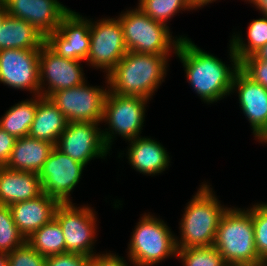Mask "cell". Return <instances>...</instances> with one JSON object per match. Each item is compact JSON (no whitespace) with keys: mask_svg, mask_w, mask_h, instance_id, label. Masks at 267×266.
<instances>
[{"mask_svg":"<svg viewBox=\"0 0 267 266\" xmlns=\"http://www.w3.org/2000/svg\"><path fill=\"white\" fill-rule=\"evenodd\" d=\"M229 46L231 66L203 51L189 38L181 39L177 47L175 55L185 68L187 81L204 103H216L231 94L233 78L240 69V62L231 44Z\"/></svg>","mask_w":267,"mask_h":266,"instance_id":"1","label":"cell"},{"mask_svg":"<svg viewBox=\"0 0 267 266\" xmlns=\"http://www.w3.org/2000/svg\"><path fill=\"white\" fill-rule=\"evenodd\" d=\"M169 57L128 51L105 77L109 91L151 100L164 82Z\"/></svg>","mask_w":267,"mask_h":266,"instance_id":"2","label":"cell"},{"mask_svg":"<svg viewBox=\"0 0 267 266\" xmlns=\"http://www.w3.org/2000/svg\"><path fill=\"white\" fill-rule=\"evenodd\" d=\"M203 183L187 203L180 222L177 249L213 246L221 217L228 207L220 204L213 189Z\"/></svg>","mask_w":267,"mask_h":266,"instance_id":"3","label":"cell"},{"mask_svg":"<svg viewBox=\"0 0 267 266\" xmlns=\"http://www.w3.org/2000/svg\"><path fill=\"white\" fill-rule=\"evenodd\" d=\"M213 246L228 266H252L261 262L255 246L252 207L228 208L221 217Z\"/></svg>","mask_w":267,"mask_h":266,"instance_id":"4","label":"cell"},{"mask_svg":"<svg viewBox=\"0 0 267 266\" xmlns=\"http://www.w3.org/2000/svg\"><path fill=\"white\" fill-rule=\"evenodd\" d=\"M116 18L122 24L124 42L128 51L170 55L173 50L175 54L181 39L187 38V36H176L174 39L168 25L153 20L138 7L121 12Z\"/></svg>","mask_w":267,"mask_h":266,"instance_id":"5","label":"cell"},{"mask_svg":"<svg viewBox=\"0 0 267 266\" xmlns=\"http://www.w3.org/2000/svg\"><path fill=\"white\" fill-rule=\"evenodd\" d=\"M134 229L127 249L133 266H153L177 257L176 236L162 219L145 213Z\"/></svg>","mask_w":267,"mask_h":266,"instance_id":"6","label":"cell"},{"mask_svg":"<svg viewBox=\"0 0 267 266\" xmlns=\"http://www.w3.org/2000/svg\"><path fill=\"white\" fill-rule=\"evenodd\" d=\"M147 103L148 99L144 97L120 95L108 91L104 102L102 123L109 126L102 130V136L109 150L116 138L115 134L127 141L141 137Z\"/></svg>","mask_w":267,"mask_h":266,"instance_id":"7","label":"cell"},{"mask_svg":"<svg viewBox=\"0 0 267 266\" xmlns=\"http://www.w3.org/2000/svg\"><path fill=\"white\" fill-rule=\"evenodd\" d=\"M89 206L77 207L73 202L60 203L54 218L62 227L65 238V253H77L88 257L94 252V240L97 233V217ZM95 253V254H94Z\"/></svg>","mask_w":267,"mask_h":266,"instance_id":"8","label":"cell"},{"mask_svg":"<svg viewBox=\"0 0 267 266\" xmlns=\"http://www.w3.org/2000/svg\"><path fill=\"white\" fill-rule=\"evenodd\" d=\"M90 48L88 66L103 69L107 76L128 52L123 35V27L117 18L106 17L98 21L90 20Z\"/></svg>","mask_w":267,"mask_h":266,"instance_id":"9","label":"cell"},{"mask_svg":"<svg viewBox=\"0 0 267 266\" xmlns=\"http://www.w3.org/2000/svg\"><path fill=\"white\" fill-rule=\"evenodd\" d=\"M99 86L83 84L52 93L49 99L63 113L67 122L102 123L104 102L109 91Z\"/></svg>","mask_w":267,"mask_h":266,"instance_id":"10","label":"cell"},{"mask_svg":"<svg viewBox=\"0 0 267 266\" xmlns=\"http://www.w3.org/2000/svg\"><path fill=\"white\" fill-rule=\"evenodd\" d=\"M84 167L54 147L38 174L42 192L59 203H71L70 192L80 182Z\"/></svg>","mask_w":267,"mask_h":266,"instance_id":"11","label":"cell"},{"mask_svg":"<svg viewBox=\"0 0 267 266\" xmlns=\"http://www.w3.org/2000/svg\"><path fill=\"white\" fill-rule=\"evenodd\" d=\"M80 64L79 60L59 56L44 43L39 53L40 95L49 97L56 91L83 84L86 81L85 73Z\"/></svg>","mask_w":267,"mask_h":266,"instance_id":"12","label":"cell"},{"mask_svg":"<svg viewBox=\"0 0 267 266\" xmlns=\"http://www.w3.org/2000/svg\"><path fill=\"white\" fill-rule=\"evenodd\" d=\"M100 123L68 122L55 147L85 166L94 158L105 159L110 150L106 147Z\"/></svg>","mask_w":267,"mask_h":266,"instance_id":"13","label":"cell"},{"mask_svg":"<svg viewBox=\"0 0 267 266\" xmlns=\"http://www.w3.org/2000/svg\"><path fill=\"white\" fill-rule=\"evenodd\" d=\"M45 43L61 57L86 61L91 44L90 19L70 10L57 30L45 38Z\"/></svg>","mask_w":267,"mask_h":266,"instance_id":"14","label":"cell"},{"mask_svg":"<svg viewBox=\"0 0 267 266\" xmlns=\"http://www.w3.org/2000/svg\"><path fill=\"white\" fill-rule=\"evenodd\" d=\"M40 50L4 49L0 51V83L40 95Z\"/></svg>","mask_w":267,"mask_h":266,"instance_id":"15","label":"cell"},{"mask_svg":"<svg viewBox=\"0 0 267 266\" xmlns=\"http://www.w3.org/2000/svg\"><path fill=\"white\" fill-rule=\"evenodd\" d=\"M235 91L254 137L261 142L267 135V89L239 69L233 78L231 94Z\"/></svg>","mask_w":267,"mask_h":266,"instance_id":"16","label":"cell"},{"mask_svg":"<svg viewBox=\"0 0 267 266\" xmlns=\"http://www.w3.org/2000/svg\"><path fill=\"white\" fill-rule=\"evenodd\" d=\"M11 17L30 23L45 38L57 30L70 11L58 0H2Z\"/></svg>","mask_w":267,"mask_h":266,"instance_id":"17","label":"cell"},{"mask_svg":"<svg viewBox=\"0 0 267 266\" xmlns=\"http://www.w3.org/2000/svg\"><path fill=\"white\" fill-rule=\"evenodd\" d=\"M59 204L56 199L42 193L34 199L16 202L9 207L12 212L13 221L27 239L33 232L54 218Z\"/></svg>","mask_w":267,"mask_h":266,"instance_id":"18","label":"cell"},{"mask_svg":"<svg viewBox=\"0 0 267 266\" xmlns=\"http://www.w3.org/2000/svg\"><path fill=\"white\" fill-rule=\"evenodd\" d=\"M126 155L133 169L144 175L161 174L168 168L170 156L164 146L148 137H137L128 141Z\"/></svg>","mask_w":267,"mask_h":266,"instance_id":"19","label":"cell"},{"mask_svg":"<svg viewBox=\"0 0 267 266\" xmlns=\"http://www.w3.org/2000/svg\"><path fill=\"white\" fill-rule=\"evenodd\" d=\"M42 193L38 174L0 167V205L31 200Z\"/></svg>","mask_w":267,"mask_h":266,"instance_id":"20","label":"cell"},{"mask_svg":"<svg viewBox=\"0 0 267 266\" xmlns=\"http://www.w3.org/2000/svg\"><path fill=\"white\" fill-rule=\"evenodd\" d=\"M54 144L29 136L16 139L6 168L39 174Z\"/></svg>","mask_w":267,"mask_h":266,"instance_id":"21","label":"cell"},{"mask_svg":"<svg viewBox=\"0 0 267 266\" xmlns=\"http://www.w3.org/2000/svg\"><path fill=\"white\" fill-rule=\"evenodd\" d=\"M67 123L63 113L49 97L37 95V110L28 136L56 145Z\"/></svg>","mask_w":267,"mask_h":266,"instance_id":"22","label":"cell"},{"mask_svg":"<svg viewBox=\"0 0 267 266\" xmlns=\"http://www.w3.org/2000/svg\"><path fill=\"white\" fill-rule=\"evenodd\" d=\"M45 37L25 20L6 15L0 25V51L4 49L40 50Z\"/></svg>","mask_w":267,"mask_h":266,"instance_id":"23","label":"cell"},{"mask_svg":"<svg viewBox=\"0 0 267 266\" xmlns=\"http://www.w3.org/2000/svg\"><path fill=\"white\" fill-rule=\"evenodd\" d=\"M37 110V96L10 107L0 118V128L15 138L28 136Z\"/></svg>","mask_w":267,"mask_h":266,"instance_id":"24","label":"cell"},{"mask_svg":"<svg viewBox=\"0 0 267 266\" xmlns=\"http://www.w3.org/2000/svg\"><path fill=\"white\" fill-rule=\"evenodd\" d=\"M26 242L44 257L65 253L64 234L55 218L33 232L26 239Z\"/></svg>","mask_w":267,"mask_h":266,"instance_id":"25","label":"cell"},{"mask_svg":"<svg viewBox=\"0 0 267 266\" xmlns=\"http://www.w3.org/2000/svg\"><path fill=\"white\" fill-rule=\"evenodd\" d=\"M262 15L264 18L253 19L250 22L247 32V42H244L243 37L240 34L238 35V33L232 35V39L229 41L239 62L253 55L267 43V14Z\"/></svg>","mask_w":267,"mask_h":266,"instance_id":"26","label":"cell"},{"mask_svg":"<svg viewBox=\"0 0 267 266\" xmlns=\"http://www.w3.org/2000/svg\"><path fill=\"white\" fill-rule=\"evenodd\" d=\"M138 4L143 13L165 25L181 10H195L189 0H139Z\"/></svg>","mask_w":267,"mask_h":266,"instance_id":"27","label":"cell"},{"mask_svg":"<svg viewBox=\"0 0 267 266\" xmlns=\"http://www.w3.org/2000/svg\"><path fill=\"white\" fill-rule=\"evenodd\" d=\"M26 243V238L13 221L9 206L0 205V252L10 253Z\"/></svg>","mask_w":267,"mask_h":266,"instance_id":"28","label":"cell"},{"mask_svg":"<svg viewBox=\"0 0 267 266\" xmlns=\"http://www.w3.org/2000/svg\"><path fill=\"white\" fill-rule=\"evenodd\" d=\"M183 266H228L214 246L177 249Z\"/></svg>","mask_w":267,"mask_h":266,"instance_id":"29","label":"cell"},{"mask_svg":"<svg viewBox=\"0 0 267 266\" xmlns=\"http://www.w3.org/2000/svg\"><path fill=\"white\" fill-rule=\"evenodd\" d=\"M252 221L259 259L267 261V203L260 202L252 206Z\"/></svg>","mask_w":267,"mask_h":266,"instance_id":"30","label":"cell"},{"mask_svg":"<svg viewBox=\"0 0 267 266\" xmlns=\"http://www.w3.org/2000/svg\"><path fill=\"white\" fill-rule=\"evenodd\" d=\"M9 266H45L46 257L40 255L27 242L8 253Z\"/></svg>","mask_w":267,"mask_h":266,"instance_id":"31","label":"cell"},{"mask_svg":"<svg viewBox=\"0 0 267 266\" xmlns=\"http://www.w3.org/2000/svg\"><path fill=\"white\" fill-rule=\"evenodd\" d=\"M240 69L254 82L267 89V61L258 60L251 55L240 62Z\"/></svg>","mask_w":267,"mask_h":266,"instance_id":"32","label":"cell"},{"mask_svg":"<svg viewBox=\"0 0 267 266\" xmlns=\"http://www.w3.org/2000/svg\"><path fill=\"white\" fill-rule=\"evenodd\" d=\"M90 257L77 253H64L46 257L45 266H83Z\"/></svg>","mask_w":267,"mask_h":266,"instance_id":"33","label":"cell"},{"mask_svg":"<svg viewBox=\"0 0 267 266\" xmlns=\"http://www.w3.org/2000/svg\"><path fill=\"white\" fill-rule=\"evenodd\" d=\"M16 139L17 138L10 135L7 131L0 128V167L6 166Z\"/></svg>","mask_w":267,"mask_h":266,"instance_id":"34","label":"cell"},{"mask_svg":"<svg viewBox=\"0 0 267 266\" xmlns=\"http://www.w3.org/2000/svg\"><path fill=\"white\" fill-rule=\"evenodd\" d=\"M90 259L97 265V266H128V263L123 257L116 255L114 253H107L106 254L98 253L94 256L90 257Z\"/></svg>","mask_w":267,"mask_h":266,"instance_id":"35","label":"cell"},{"mask_svg":"<svg viewBox=\"0 0 267 266\" xmlns=\"http://www.w3.org/2000/svg\"><path fill=\"white\" fill-rule=\"evenodd\" d=\"M248 1L255 6L258 10H260V13L267 14V0H245Z\"/></svg>","mask_w":267,"mask_h":266,"instance_id":"36","label":"cell"},{"mask_svg":"<svg viewBox=\"0 0 267 266\" xmlns=\"http://www.w3.org/2000/svg\"><path fill=\"white\" fill-rule=\"evenodd\" d=\"M258 60L267 61V43L253 54Z\"/></svg>","mask_w":267,"mask_h":266,"instance_id":"37","label":"cell"},{"mask_svg":"<svg viewBox=\"0 0 267 266\" xmlns=\"http://www.w3.org/2000/svg\"><path fill=\"white\" fill-rule=\"evenodd\" d=\"M216 0H189V2L193 5V7L197 10L200 7H204L205 5H208L209 3H213Z\"/></svg>","mask_w":267,"mask_h":266,"instance_id":"38","label":"cell"},{"mask_svg":"<svg viewBox=\"0 0 267 266\" xmlns=\"http://www.w3.org/2000/svg\"><path fill=\"white\" fill-rule=\"evenodd\" d=\"M0 266H9L8 253L0 252Z\"/></svg>","mask_w":267,"mask_h":266,"instance_id":"39","label":"cell"},{"mask_svg":"<svg viewBox=\"0 0 267 266\" xmlns=\"http://www.w3.org/2000/svg\"><path fill=\"white\" fill-rule=\"evenodd\" d=\"M7 15L5 5L2 0H0V25L2 24L5 16Z\"/></svg>","mask_w":267,"mask_h":266,"instance_id":"40","label":"cell"},{"mask_svg":"<svg viewBox=\"0 0 267 266\" xmlns=\"http://www.w3.org/2000/svg\"><path fill=\"white\" fill-rule=\"evenodd\" d=\"M83 266H97L91 259H89Z\"/></svg>","mask_w":267,"mask_h":266,"instance_id":"41","label":"cell"},{"mask_svg":"<svg viewBox=\"0 0 267 266\" xmlns=\"http://www.w3.org/2000/svg\"><path fill=\"white\" fill-rule=\"evenodd\" d=\"M252 266H267V261H261L255 265H252Z\"/></svg>","mask_w":267,"mask_h":266,"instance_id":"42","label":"cell"},{"mask_svg":"<svg viewBox=\"0 0 267 266\" xmlns=\"http://www.w3.org/2000/svg\"><path fill=\"white\" fill-rule=\"evenodd\" d=\"M267 143V135L264 137V139L261 141V143Z\"/></svg>","mask_w":267,"mask_h":266,"instance_id":"43","label":"cell"}]
</instances>
